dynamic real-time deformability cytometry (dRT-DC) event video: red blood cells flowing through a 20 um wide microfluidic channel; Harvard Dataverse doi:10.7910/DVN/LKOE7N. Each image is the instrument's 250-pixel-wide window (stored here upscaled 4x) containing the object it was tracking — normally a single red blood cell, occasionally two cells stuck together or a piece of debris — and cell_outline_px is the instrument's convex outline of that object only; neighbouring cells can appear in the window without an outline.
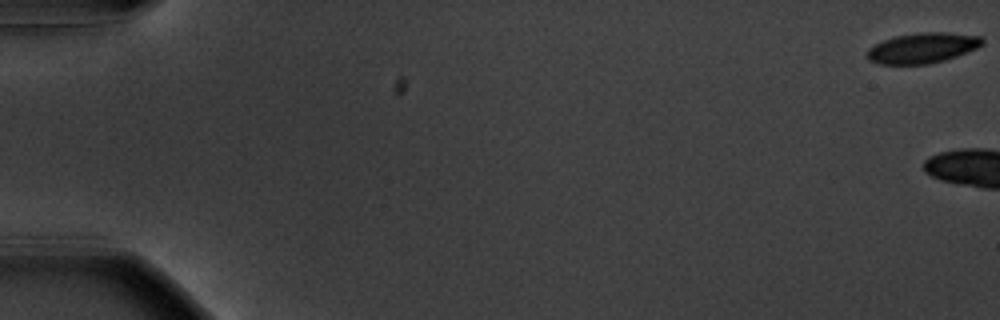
{"species": "common noctule bat (a hibernating species)", "species_latin": "Nyctalus noctula", "temperature_condition": "warm", "stored_images_in_passage": 5, "camera_frame_rate_fps": 3000, "um_per_image_px": 0.085, "animal": {"sex": "male", "body_mass_g": 20.1, "forearm_length_mm": 53.5}, "frame": {"image": 1, "passage_image": 1, "time_ms": 0.0, "image_size_px": [1000, 320], "cell_outline_px": [[984, 44], [976, 48], [956, 56], [944, 60], [928, 64], [880, 64], [868, 60], [868, 48], [884, 40], [896, 36], [924, 32], [944, 32], [980, 36], [984, 40]], "centroid_in_image_um": [78.42, 4.08], "position_along_channel_um": 6.6, "area_um2": 20.11}}